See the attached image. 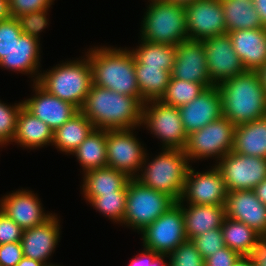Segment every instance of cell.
<instances>
[{
    "instance_id": "cell-10",
    "label": "cell",
    "mask_w": 266,
    "mask_h": 266,
    "mask_svg": "<svg viewBox=\"0 0 266 266\" xmlns=\"http://www.w3.org/2000/svg\"><path fill=\"white\" fill-rule=\"evenodd\" d=\"M217 169L227 192L253 190L266 178V159L229 152L221 158Z\"/></svg>"
},
{
    "instance_id": "cell-15",
    "label": "cell",
    "mask_w": 266,
    "mask_h": 266,
    "mask_svg": "<svg viewBox=\"0 0 266 266\" xmlns=\"http://www.w3.org/2000/svg\"><path fill=\"white\" fill-rule=\"evenodd\" d=\"M185 197L188 198L189 204L224 205L227 189L217 167L215 166L212 170L202 174L194 173V170L189 167L182 195L178 202L182 203Z\"/></svg>"
},
{
    "instance_id": "cell-16",
    "label": "cell",
    "mask_w": 266,
    "mask_h": 266,
    "mask_svg": "<svg viewBox=\"0 0 266 266\" xmlns=\"http://www.w3.org/2000/svg\"><path fill=\"white\" fill-rule=\"evenodd\" d=\"M171 76L176 79L214 86L207 69L205 48L201 41L186 40L176 46L175 63Z\"/></svg>"
},
{
    "instance_id": "cell-30",
    "label": "cell",
    "mask_w": 266,
    "mask_h": 266,
    "mask_svg": "<svg viewBox=\"0 0 266 266\" xmlns=\"http://www.w3.org/2000/svg\"><path fill=\"white\" fill-rule=\"evenodd\" d=\"M221 230L225 246L240 256H251L257 249L261 236L243 222L226 217Z\"/></svg>"
},
{
    "instance_id": "cell-35",
    "label": "cell",
    "mask_w": 266,
    "mask_h": 266,
    "mask_svg": "<svg viewBox=\"0 0 266 266\" xmlns=\"http://www.w3.org/2000/svg\"><path fill=\"white\" fill-rule=\"evenodd\" d=\"M86 199L104 215L123 222L127 200V184L119 192L102 194L101 196H86Z\"/></svg>"
},
{
    "instance_id": "cell-18",
    "label": "cell",
    "mask_w": 266,
    "mask_h": 266,
    "mask_svg": "<svg viewBox=\"0 0 266 266\" xmlns=\"http://www.w3.org/2000/svg\"><path fill=\"white\" fill-rule=\"evenodd\" d=\"M225 217L243 222L261 237L266 236V206L253 190L227 192Z\"/></svg>"
},
{
    "instance_id": "cell-27",
    "label": "cell",
    "mask_w": 266,
    "mask_h": 266,
    "mask_svg": "<svg viewBox=\"0 0 266 266\" xmlns=\"http://www.w3.org/2000/svg\"><path fill=\"white\" fill-rule=\"evenodd\" d=\"M227 32L264 27L252 0H220Z\"/></svg>"
},
{
    "instance_id": "cell-47",
    "label": "cell",
    "mask_w": 266,
    "mask_h": 266,
    "mask_svg": "<svg viewBox=\"0 0 266 266\" xmlns=\"http://www.w3.org/2000/svg\"><path fill=\"white\" fill-rule=\"evenodd\" d=\"M252 2L259 13L263 26L266 27V0H252Z\"/></svg>"
},
{
    "instance_id": "cell-2",
    "label": "cell",
    "mask_w": 266,
    "mask_h": 266,
    "mask_svg": "<svg viewBox=\"0 0 266 266\" xmlns=\"http://www.w3.org/2000/svg\"><path fill=\"white\" fill-rule=\"evenodd\" d=\"M222 117L235 126L266 117V94L257 71H245L217 85Z\"/></svg>"
},
{
    "instance_id": "cell-22",
    "label": "cell",
    "mask_w": 266,
    "mask_h": 266,
    "mask_svg": "<svg viewBox=\"0 0 266 266\" xmlns=\"http://www.w3.org/2000/svg\"><path fill=\"white\" fill-rule=\"evenodd\" d=\"M59 234L58 220L53 215L46 222L25 229L20 241L24 257L47 265L44 261L47 260L55 248Z\"/></svg>"
},
{
    "instance_id": "cell-4",
    "label": "cell",
    "mask_w": 266,
    "mask_h": 266,
    "mask_svg": "<svg viewBox=\"0 0 266 266\" xmlns=\"http://www.w3.org/2000/svg\"><path fill=\"white\" fill-rule=\"evenodd\" d=\"M36 79L34 83L46 92L73 104L79 110L93 84L89 58L81 62H65Z\"/></svg>"
},
{
    "instance_id": "cell-12",
    "label": "cell",
    "mask_w": 266,
    "mask_h": 266,
    "mask_svg": "<svg viewBox=\"0 0 266 266\" xmlns=\"http://www.w3.org/2000/svg\"><path fill=\"white\" fill-rule=\"evenodd\" d=\"M184 7L189 40L202 41L227 33L220 0H195Z\"/></svg>"
},
{
    "instance_id": "cell-45",
    "label": "cell",
    "mask_w": 266,
    "mask_h": 266,
    "mask_svg": "<svg viewBox=\"0 0 266 266\" xmlns=\"http://www.w3.org/2000/svg\"><path fill=\"white\" fill-rule=\"evenodd\" d=\"M145 250L144 253H141V257L134 258L129 266H167L163 260V257L166 255H159L149 249Z\"/></svg>"
},
{
    "instance_id": "cell-25",
    "label": "cell",
    "mask_w": 266,
    "mask_h": 266,
    "mask_svg": "<svg viewBox=\"0 0 266 266\" xmlns=\"http://www.w3.org/2000/svg\"><path fill=\"white\" fill-rule=\"evenodd\" d=\"M53 138V129L22 106L17 116L16 131L12 140L22 146L34 148L53 143Z\"/></svg>"
},
{
    "instance_id": "cell-21",
    "label": "cell",
    "mask_w": 266,
    "mask_h": 266,
    "mask_svg": "<svg viewBox=\"0 0 266 266\" xmlns=\"http://www.w3.org/2000/svg\"><path fill=\"white\" fill-rule=\"evenodd\" d=\"M37 197L29 191H16L2 199L0 210L23 230L46 222L51 216L42 213Z\"/></svg>"
},
{
    "instance_id": "cell-37",
    "label": "cell",
    "mask_w": 266,
    "mask_h": 266,
    "mask_svg": "<svg viewBox=\"0 0 266 266\" xmlns=\"http://www.w3.org/2000/svg\"><path fill=\"white\" fill-rule=\"evenodd\" d=\"M191 241L204 259L225 247L221 228L206 231Z\"/></svg>"
},
{
    "instance_id": "cell-24",
    "label": "cell",
    "mask_w": 266,
    "mask_h": 266,
    "mask_svg": "<svg viewBox=\"0 0 266 266\" xmlns=\"http://www.w3.org/2000/svg\"><path fill=\"white\" fill-rule=\"evenodd\" d=\"M232 151L266 159V117L237 125Z\"/></svg>"
},
{
    "instance_id": "cell-38",
    "label": "cell",
    "mask_w": 266,
    "mask_h": 266,
    "mask_svg": "<svg viewBox=\"0 0 266 266\" xmlns=\"http://www.w3.org/2000/svg\"><path fill=\"white\" fill-rule=\"evenodd\" d=\"M23 103L11 108L0 102V144L12 141L16 131L17 116Z\"/></svg>"
},
{
    "instance_id": "cell-49",
    "label": "cell",
    "mask_w": 266,
    "mask_h": 266,
    "mask_svg": "<svg viewBox=\"0 0 266 266\" xmlns=\"http://www.w3.org/2000/svg\"><path fill=\"white\" fill-rule=\"evenodd\" d=\"M11 17L9 11V0H0V21Z\"/></svg>"
},
{
    "instance_id": "cell-11",
    "label": "cell",
    "mask_w": 266,
    "mask_h": 266,
    "mask_svg": "<svg viewBox=\"0 0 266 266\" xmlns=\"http://www.w3.org/2000/svg\"><path fill=\"white\" fill-rule=\"evenodd\" d=\"M152 107L144 103L142 109V122L165 142L166 149L184 150L187 144L186 134L177 107L169 106L160 100H151Z\"/></svg>"
},
{
    "instance_id": "cell-52",
    "label": "cell",
    "mask_w": 266,
    "mask_h": 266,
    "mask_svg": "<svg viewBox=\"0 0 266 266\" xmlns=\"http://www.w3.org/2000/svg\"><path fill=\"white\" fill-rule=\"evenodd\" d=\"M266 94V63L257 71Z\"/></svg>"
},
{
    "instance_id": "cell-19",
    "label": "cell",
    "mask_w": 266,
    "mask_h": 266,
    "mask_svg": "<svg viewBox=\"0 0 266 266\" xmlns=\"http://www.w3.org/2000/svg\"><path fill=\"white\" fill-rule=\"evenodd\" d=\"M34 87L37 96L25 100L23 107L33 116L42 120L53 131L61 127L80 110L73 104L53 96L41 88L37 83Z\"/></svg>"
},
{
    "instance_id": "cell-53",
    "label": "cell",
    "mask_w": 266,
    "mask_h": 266,
    "mask_svg": "<svg viewBox=\"0 0 266 266\" xmlns=\"http://www.w3.org/2000/svg\"><path fill=\"white\" fill-rule=\"evenodd\" d=\"M168 2H172V3H175V4H181V5H186V4H189L195 0H166Z\"/></svg>"
},
{
    "instance_id": "cell-28",
    "label": "cell",
    "mask_w": 266,
    "mask_h": 266,
    "mask_svg": "<svg viewBox=\"0 0 266 266\" xmlns=\"http://www.w3.org/2000/svg\"><path fill=\"white\" fill-rule=\"evenodd\" d=\"M130 180L123 172L110 167L89 170L84 178V195L101 196L119 192Z\"/></svg>"
},
{
    "instance_id": "cell-36",
    "label": "cell",
    "mask_w": 266,
    "mask_h": 266,
    "mask_svg": "<svg viewBox=\"0 0 266 266\" xmlns=\"http://www.w3.org/2000/svg\"><path fill=\"white\" fill-rule=\"evenodd\" d=\"M168 266H205V259L191 240H186L173 250Z\"/></svg>"
},
{
    "instance_id": "cell-42",
    "label": "cell",
    "mask_w": 266,
    "mask_h": 266,
    "mask_svg": "<svg viewBox=\"0 0 266 266\" xmlns=\"http://www.w3.org/2000/svg\"><path fill=\"white\" fill-rule=\"evenodd\" d=\"M51 2L52 0H9V11L11 17L17 18L30 12L48 9Z\"/></svg>"
},
{
    "instance_id": "cell-39",
    "label": "cell",
    "mask_w": 266,
    "mask_h": 266,
    "mask_svg": "<svg viewBox=\"0 0 266 266\" xmlns=\"http://www.w3.org/2000/svg\"><path fill=\"white\" fill-rule=\"evenodd\" d=\"M22 34L17 18L9 17L0 21V61Z\"/></svg>"
},
{
    "instance_id": "cell-34",
    "label": "cell",
    "mask_w": 266,
    "mask_h": 266,
    "mask_svg": "<svg viewBox=\"0 0 266 266\" xmlns=\"http://www.w3.org/2000/svg\"><path fill=\"white\" fill-rule=\"evenodd\" d=\"M206 87L202 83L180 80L171 76L165 94L160 101L173 107H181L198 97Z\"/></svg>"
},
{
    "instance_id": "cell-50",
    "label": "cell",
    "mask_w": 266,
    "mask_h": 266,
    "mask_svg": "<svg viewBox=\"0 0 266 266\" xmlns=\"http://www.w3.org/2000/svg\"><path fill=\"white\" fill-rule=\"evenodd\" d=\"M233 266H254L253 257L240 256L239 259L233 264Z\"/></svg>"
},
{
    "instance_id": "cell-33",
    "label": "cell",
    "mask_w": 266,
    "mask_h": 266,
    "mask_svg": "<svg viewBox=\"0 0 266 266\" xmlns=\"http://www.w3.org/2000/svg\"><path fill=\"white\" fill-rule=\"evenodd\" d=\"M135 64L143 66L161 67L172 73L175 63L176 46L156 44L143 40L142 45L132 51Z\"/></svg>"
},
{
    "instance_id": "cell-46",
    "label": "cell",
    "mask_w": 266,
    "mask_h": 266,
    "mask_svg": "<svg viewBox=\"0 0 266 266\" xmlns=\"http://www.w3.org/2000/svg\"><path fill=\"white\" fill-rule=\"evenodd\" d=\"M254 266H266V236L260 237L257 249L251 255Z\"/></svg>"
},
{
    "instance_id": "cell-51",
    "label": "cell",
    "mask_w": 266,
    "mask_h": 266,
    "mask_svg": "<svg viewBox=\"0 0 266 266\" xmlns=\"http://www.w3.org/2000/svg\"><path fill=\"white\" fill-rule=\"evenodd\" d=\"M16 266H46L43 262L23 257Z\"/></svg>"
},
{
    "instance_id": "cell-40",
    "label": "cell",
    "mask_w": 266,
    "mask_h": 266,
    "mask_svg": "<svg viewBox=\"0 0 266 266\" xmlns=\"http://www.w3.org/2000/svg\"><path fill=\"white\" fill-rule=\"evenodd\" d=\"M30 12L17 17L22 33L38 39V33L47 25L46 11Z\"/></svg>"
},
{
    "instance_id": "cell-7",
    "label": "cell",
    "mask_w": 266,
    "mask_h": 266,
    "mask_svg": "<svg viewBox=\"0 0 266 266\" xmlns=\"http://www.w3.org/2000/svg\"><path fill=\"white\" fill-rule=\"evenodd\" d=\"M176 201L166 193L156 191L134 178L127 183V200L123 223L142 231L164 214Z\"/></svg>"
},
{
    "instance_id": "cell-43",
    "label": "cell",
    "mask_w": 266,
    "mask_h": 266,
    "mask_svg": "<svg viewBox=\"0 0 266 266\" xmlns=\"http://www.w3.org/2000/svg\"><path fill=\"white\" fill-rule=\"evenodd\" d=\"M23 257L20 242L0 245V266H16Z\"/></svg>"
},
{
    "instance_id": "cell-8",
    "label": "cell",
    "mask_w": 266,
    "mask_h": 266,
    "mask_svg": "<svg viewBox=\"0 0 266 266\" xmlns=\"http://www.w3.org/2000/svg\"><path fill=\"white\" fill-rule=\"evenodd\" d=\"M144 249L168 255L187 240L182 207L176 202L142 231Z\"/></svg>"
},
{
    "instance_id": "cell-9",
    "label": "cell",
    "mask_w": 266,
    "mask_h": 266,
    "mask_svg": "<svg viewBox=\"0 0 266 266\" xmlns=\"http://www.w3.org/2000/svg\"><path fill=\"white\" fill-rule=\"evenodd\" d=\"M235 127L229 119L221 117L190 133L184 148L188 159L213 155L224 157L233 149Z\"/></svg>"
},
{
    "instance_id": "cell-14",
    "label": "cell",
    "mask_w": 266,
    "mask_h": 266,
    "mask_svg": "<svg viewBox=\"0 0 266 266\" xmlns=\"http://www.w3.org/2000/svg\"><path fill=\"white\" fill-rule=\"evenodd\" d=\"M130 131V129L106 130L107 167L134 178L132 175L142 167L146 154Z\"/></svg>"
},
{
    "instance_id": "cell-29",
    "label": "cell",
    "mask_w": 266,
    "mask_h": 266,
    "mask_svg": "<svg viewBox=\"0 0 266 266\" xmlns=\"http://www.w3.org/2000/svg\"><path fill=\"white\" fill-rule=\"evenodd\" d=\"M95 129L93 123L79 111L54 131L53 143L64 152H74Z\"/></svg>"
},
{
    "instance_id": "cell-26",
    "label": "cell",
    "mask_w": 266,
    "mask_h": 266,
    "mask_svg": "<svg viewBox=\"0 0 266 266\" xmlns=\"http://www.w3.org/2000/svg\"><path fill=\"white\" fill-rule=\"evenodd\" d=\"M38 56V39L22 34L0 61V65L16 71L33 73L38 69Z\"/></svg>"
},
{
    "instance_id": "cell-48",
    "label": "cell",
    "mask_w": 266,
    "mask_h": 266,
    "mask_svg": "<svg viewBox=\"0 0 266 266\" xmlns=\"http://www.w3.org/2000/svg\"><path fill=\"white\" fill-rule=\"evenodd\" d=\"M253 191L257 198L266 206V178L258 184Z\"/></svg>"
},
{
    "instance_id": "cell-6",
    "label": "cell",
    "mask_w": 266,
    "mask_h": 266,
    "mask_svg": "<svg viewBox=\"0 0 266 266\" xmlns=\"http://www.w3.org/2000/svg\"><path fill=\"white\" fill-rule=\"evenodd\" d=\"M149 166L142 177L136 178L145 186L166 193L176 202L181 198L184 182L189 170L188 156L184 150L166 149Z\"/></svg>"
},
{
    "instance_id": "cell-41",
    "label": "cell",
    "mask_w": 266,
    "mask_h": 266,
    "mask_svg": "<svg viewBox=\"0 0 266 266\" xmlns=\"http://www.w3.org/2000/svg\"><path fill=\"white\" fill-rule=\"evenodd\" d=\"M24 230L0 210V245L20 242Z\"/></svg>"
},
{
    "instance_id": "cell-31",
    "label": "cell",
    "mask_w": 266,
    "mask_h": 266,
    "mask_svg": "<svg viewBox=\"0 0 266 266\" xmlns=\"http://www.w3.org/2000/svg\"><path fill=\"white\" fill-rule=\"evenodd\" d=\"M136 79L140 94L145 102L160 100L165 94L171 73L161 67L135 64Z\"/></svg>"
},
{
    "instance_id": "cell-23",
    "label": "cell",
    "mask_w": 266,
    "mask_h": 266,
    "mask_svg": "<svg viewBox=\"0 0 266 266\" xmlns=\"http://www.w3.org/2000/svg\"><path fill=\"white\" fill-rule=\"evenodd\" d=\"M177 203L182 207L187 240H192L206 231L221 228L226 218L224 205L190 204L187 209L182 206L181 202Z\"/></svg>"
},
{
    "instance_id": "cell-44",
    "label": "cell",
    "mask_w": 266,
    "mask_h": 266,
    "mask_svg": "<svg viewBox=\"0 0 266 266\" xmlns=\"http://www.w3.org/2000/svg\"><path fill=\"white\" fill-rule=\"evenodd\" d=\"M240 255L232 249L225 246L215 254L207 257L204 261L205 266H233Z\"/></svg>"
},
{
    "instance_id": "cell-17",
    "label": "cell",
    "mask_w": 266,
    "mask_h": 266,
    "mask_svg": "<svg viewBox=\"0 0 266 266\" xmlns=\"http://www.w3.org/2000/svg\"><path fill=\"white\" fill-rule=\"evenodd\" d=\"M187 135L222 117V99L217 85L206 88L198 97L178 108Z\"/></svg>"
},
{
    "instance_id": "cell-5",
    "label": "cell",
    "mask_w": 266,
    "mask_h": 266,
    "mask_svg": "<svg viewBox=\"0 0 266 266\" xmlns=\"http://www.w3.org/2000/svg\"><path fill=\"white\" fill-rule=\"evenodd\" d=\"M147 11L143 20V40L177 46L189 39L184 5L152 0Z\"/></svg>"
},
{
    "instance_id": "cell-1",
    "label": "cell",
    "mask_w": 266,
    "mask_h": 266,
    "mask_svg": "<svg viewBox=\"0 0 266 266\" xmlns=\"http://www.w3.org/2000/svg\"><path fill=\"white\" fill-rule=\"evenodd\" d=\"M143 104L135 97L91 86L80 111L95 129H131L142 122Z\"/></svg>"
},
{
    "instance_id": "cell-13",
    "label": "cell",
    "mask_w": 266,
    "mask_h": 266,
    "mask_svg": "<svg viewBox=\"0 0 266 266\" xmlns=\"http://www.w3.org/2000/svg\"><path fill=\"white\" fill-rule=\"evenodd\" d=\"M201 42L205 48L209 77L215 85L246 71L234 51L228 33L209 37Z\"/></svg>"
},
{
    "instance_id": "cell-32",
    "label": "cell",
    "mask_w": 266,
    "mask_h": 266,
    "mask_svg": "<svg viewBox=\"0 0 266 266\" xmlns=\"http://www.w3.org/2000/svg\"><path fill=\"white\" fill-rule=\"evenodd\" d=\"M72 153L86 172L107 167L106 130L94 129Z\"/></svg>"
},
{
    "instance_id": "cell-3",
    "label": "cell",
    "mask_w": 266,
    "mask_h": 266,
    "mask_svg": "<svg viewBox=\"0 0 266 266\" xmlns=\"http://www.w3.org/2000/svg\"><path fill=\"white\" fill-rule=\"evenodd\" d=\"M88 56L93 85L135 97L142 104L145 103L138 87L135 58L131 51L97 48Z\"/></svg>"
},
{
    "instance_id": "cell-20",
    "label": "cell",
    "mask_w": 266,
    "mask_h": 266,
    "mask_svg": "<svg viewBox=\"0 0 266 266\" xmlns=\"http://www.w3.org/2000/svg\"><path fill=\"white\" fill-rule=\"evenodd\" d=\"M227 33L246 71H258L266 63V27Z\"/></svg>"
}]
</instances>
